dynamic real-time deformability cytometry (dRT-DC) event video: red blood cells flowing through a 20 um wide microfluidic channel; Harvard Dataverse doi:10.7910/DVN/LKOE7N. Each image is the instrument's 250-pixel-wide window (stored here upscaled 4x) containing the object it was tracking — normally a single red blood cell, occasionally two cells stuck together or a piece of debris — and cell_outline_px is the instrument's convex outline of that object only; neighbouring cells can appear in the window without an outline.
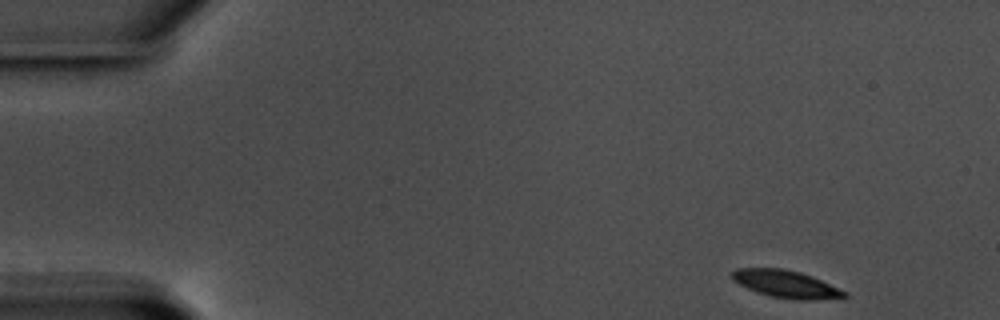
{"species": "common noctule bat (a hibernating species)", "species_latin": "Nyctalus noctula", "temperature_condition": "warm", "stored_images_in_passage": 54, "camera_frame_rate_fps": 3000, "um_per_image_px": 0.085, "animal": {"sex": "male", "body_mass_g": 17.5, "forearm_length_mm": 52.3}, "frame": {"image": 1, "passage_image": 1, "time_ms": 0.0, "image_size_px": [1000, 320], "cell_outline_px": [[848, 296], [812, 300], [800, 300], [772, 296], [756, 292], [732, 280], [732, 272], [736, 268], [784, 268], [800, 272], [812, 276], [840, 288], [848, 292]], "centroid_in_image_um": [66.82, 24.13], "position_along_channel_um": 18.2, "area_um2": 17.86}}
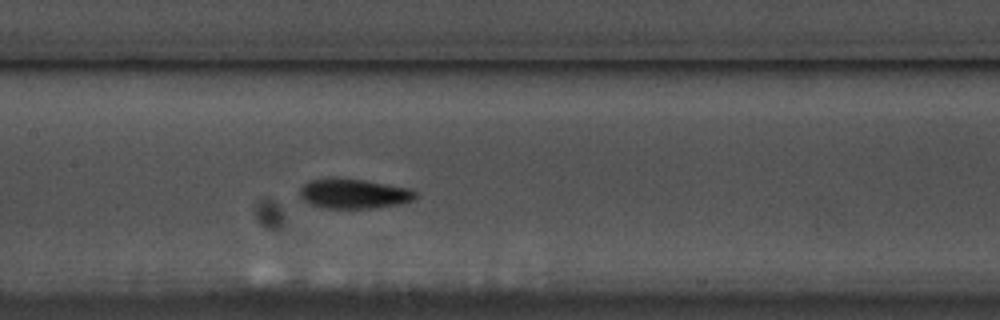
{"frame": {"image": 2, "passage_image": 24, "time_ms": 7.667, "image_size_px": [1000, 320], "cell_outline_px": [[416, 196], [412, 200], [400, 204], [368, 208], [328, 208], [312, 204], [300, 200], [300, 188], [308, 180], [328, 176], [336, 176], [364, 180], [408, 188], [416, 192]], "centroid_in_image_um": [29.99, 16.43], "position_along_channel_um": 177.4, "area_um2": 20.29}}
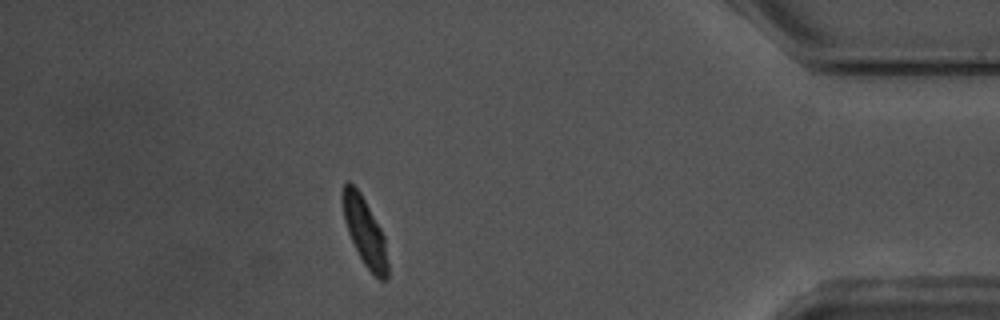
{"frame": {"image": 3, "passage_image": 47, "time_ms": 15.333, "image_size_px": [1000, 320], "cell_outline_px": [[388, 280], [380, 280], [364, 264], [348, 232], [344, 220], [340, 196], [344, 184], [348, 180], [360, 192], [380, 228], [384, 236], [388, 264]], "centroid_in_image_um": [30.98, 19.66], "position_along_channel_um": 404.2, "area_um2": 17.69}, "authors_computed_cell_mechanics": {"area_um2": 18.7561, "velocity_mm_per_s": 3.5139, "shape_relaxation_time_tau1_ms": 2.444, "shape_relaxation_time_tau2_ms": 2.3081, "deformation_change_tau1": 0.1294, "deformation_change_tau2": 0.0565}}